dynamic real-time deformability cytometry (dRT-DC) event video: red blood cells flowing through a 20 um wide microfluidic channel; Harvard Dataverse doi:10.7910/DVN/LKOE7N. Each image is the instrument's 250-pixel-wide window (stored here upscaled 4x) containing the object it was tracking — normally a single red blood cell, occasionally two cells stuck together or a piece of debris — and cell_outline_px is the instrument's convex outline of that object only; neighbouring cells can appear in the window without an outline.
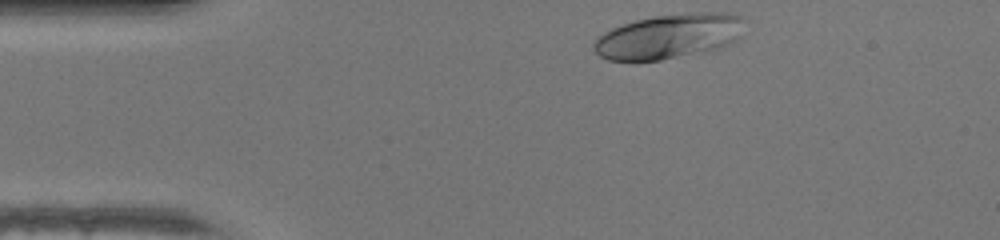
{"species": "human", "species_latin": "Homo sapiens", "temperature_condition": "warm", "stored_images_in_passage": 31, "camera_frame_rate_fps": 3000, "um_per_image_px": 0.085, "donor": {"sex": "female"}, "frame": {"image": 1, "passage_image": 1, "time_ms": 0.0, "image_size_px": [1000, 240], "cell_outline_px": [[748, 20], [740, 40], [704, 52], [660, 60], [608, 60], [600, 56], [592, 48], [592, 44], [596, 36], [612, 28], [636, 20], [656, 16], [692, 12], [732, 12]], "centroid_in_image_um": [56.94, 3.07], "position_along_channel_um": 28.1, "area_um2": 39.82}}
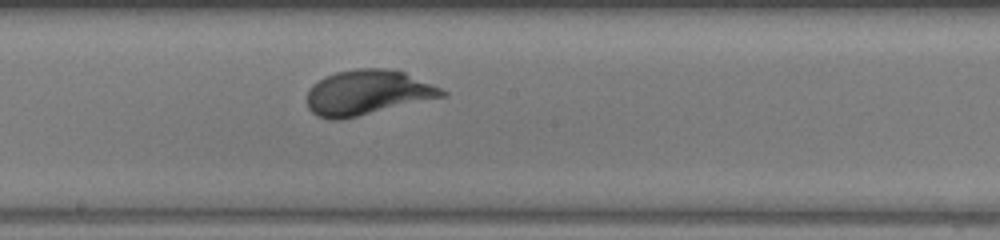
{"frame": {"image": 2, "passage_image": 18, "time_ms": 5.667, "image_size_px": [1000, 240], "cell_outline_px": [[448, 96], [340, 120], [328, 120], [316, 116], [308, 108], [308, 88], [312, 84], [324, 76], [336, 72], [356, 68], [388, 68], [404, 72], [432, 84], [448, 92]], "centroid_in_image_um": [31.23, 7.87], "position_along_channel_um": 217.0, "area_um2": 35.66}}
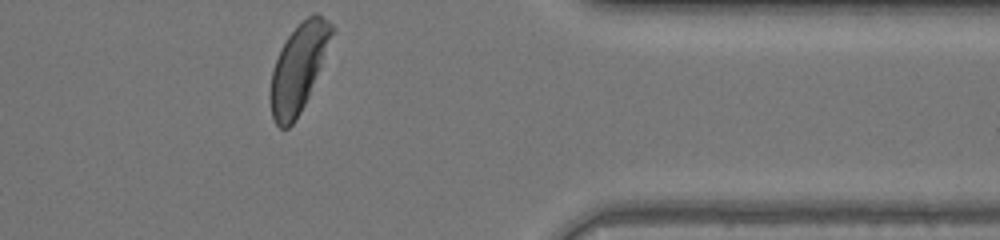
{"frame": {"image": 3, "passage_image": 31, "time_ms": 10.0, "image_size_px": [1000, 240], "cell_outline_px": [[336, 32], [308, 96], [300, 112], [292, 124], [288, 128], [280, 128], [276, 124], [272, 116], [268, 100], [268, 96], [272, 68], [280, 48], [288, 36], [308, 16], [316, 12], [328, 20], [336, 28]], "centroid_in_image_um": [25.37, 5.77], "position_along_channel_um": 386.0, "area_um2": 31.56}, "authors_computed_cell_mechanics": {"area_um2": 35.0268, "velocity_mm_per_s": 4.3336, "shape_relaxation_time_tau1_ms": 1.937, "shape_relaxation_time_tau2_ms": null, "deformation_change_tau1": 0.1669, "deformation_change_tau2": null}}